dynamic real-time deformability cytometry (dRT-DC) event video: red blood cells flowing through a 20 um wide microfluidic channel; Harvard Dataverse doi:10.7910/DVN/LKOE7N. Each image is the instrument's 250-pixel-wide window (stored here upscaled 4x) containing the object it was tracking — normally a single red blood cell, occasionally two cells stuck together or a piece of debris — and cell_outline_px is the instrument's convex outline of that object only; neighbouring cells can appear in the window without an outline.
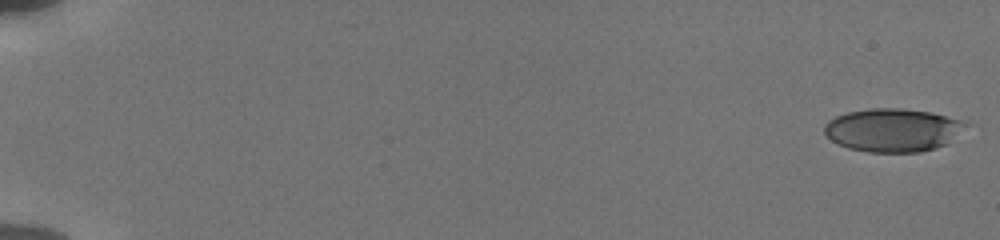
{"species": "human", "species_latin": "Homo sapiens", "temperature_condition": "cold", "stored_images_in_passage": 55, "camera_frame_rate_fps": 3000, "um_per_image_px": 0.085, "donor": {"sex": "male"}, "frame": {"image": 1, "passage_image": 1, "time_ms": 0.0, "image_size_px": [1000, 240], "cell_outline_px": [[972, 124], [944, 144], [936, 148], [920, 152], [868, 152], [848, 148], [832, 140], [824, 132], [824, 124], [828, 120], [836, 116], [848, 112], [872, 108], [904, 108], [932, 112], [968, 120]], "centroid_in_image_um": [75.95, 11.03], "position_along_channel_um": 9.0, "area_um2": 35.95}}
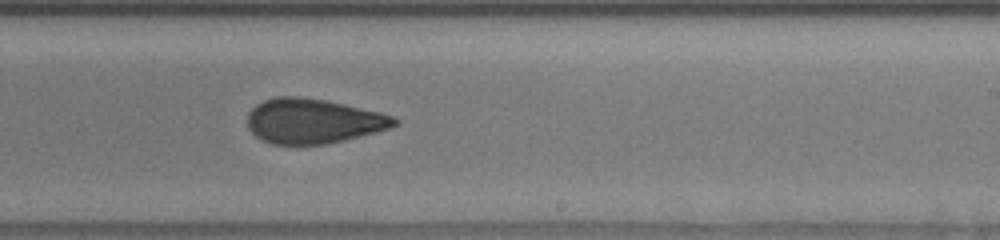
{"frame": {"image": 2, "passage_image": 36, "time_ms": 11.667, "image_size_px": [1000, 240], "cell_outline_px": [[400, 124], [392, 128], [328, 144], [272, 144], [260, 140], [248, 128], [248, 112], [256, 104], [264, 100], [276, 96], [300, 96], [324, 100], [344, 104], [380, 112], [392, 116], [400, 120]], "centroid_in_image_um": [26.63, 10.29], "position_along_channel_um": 262.4, "area_um2": 38.55}}
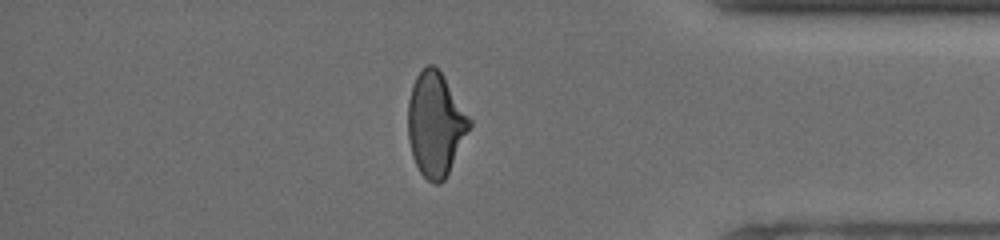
{"frame": {"image": 3, "passage_image": 48, "time_ms": 15.667, "image_size_px": [1000, 240], "cell_outline_px": [[472, 124], [444, 180], [440, 184], [432, 184], [420, 172], [412, 156], [408, 140], [408, 100], [412, 84], [416, 76], [428, 64], [432, 64], [440, 72], [472, 120]], "centroid_in_image_um": [36.99, 10.57], "position_along_channel_um": 398.2, "area_um2": 36.82}, "authors_computed_cell_mechanics": {"area_um2": 37.6856, "velocity_mm_per_s": 3.8511, "shape_relaxation_time_tau1_ms": 5.8095, "shape_relaxation_time_tau2_ms": 1.9746, "deformation_change_tau1": 0.1827, "deformation_change_tau2": 0.0942}}